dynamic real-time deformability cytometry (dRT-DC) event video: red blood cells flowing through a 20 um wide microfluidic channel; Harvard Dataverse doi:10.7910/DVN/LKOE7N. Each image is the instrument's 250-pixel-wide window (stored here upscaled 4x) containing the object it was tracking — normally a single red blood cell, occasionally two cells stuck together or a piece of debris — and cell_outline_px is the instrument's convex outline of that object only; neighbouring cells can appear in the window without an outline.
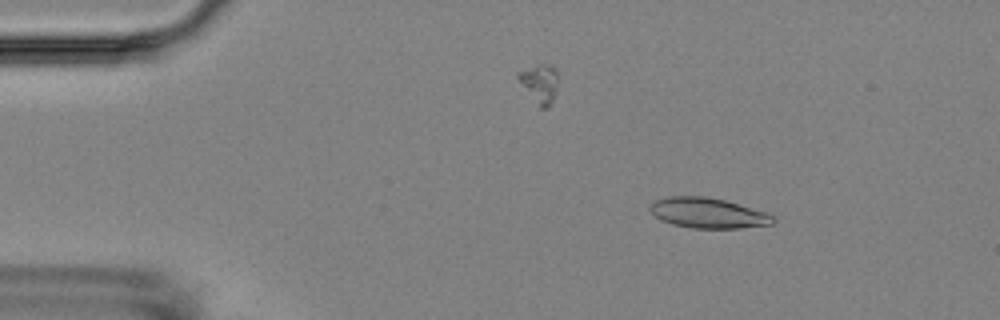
{"species": "Egyptian fruit bat (a non-hibernating species)", "species_latin": "Rousettus aegyptiacus", "temperature_condition": "room temperature", "stored_images_in_passage": 8, "camera_frame_rate_fps": 3000, "um_per_image_px": 0.085, "animal": {"sex": "female"}, "frame": {"image": 1, "passage_image": 2, "time_ms": 1.333, "image_size_px": [1000, 320], "cell_outline_px": [[776, 220], [772, 224], [740, 228], [692, 228], [672, 224], [660, 220], [648, 208], [656, 200], [668, 196], [704, 196], [724, 200], [768, 212], [776, 216]], "centroid_in_image_um": [60.22, 18.11], "position_along_channel_um": 24.8, "area_um2": 21.79}}
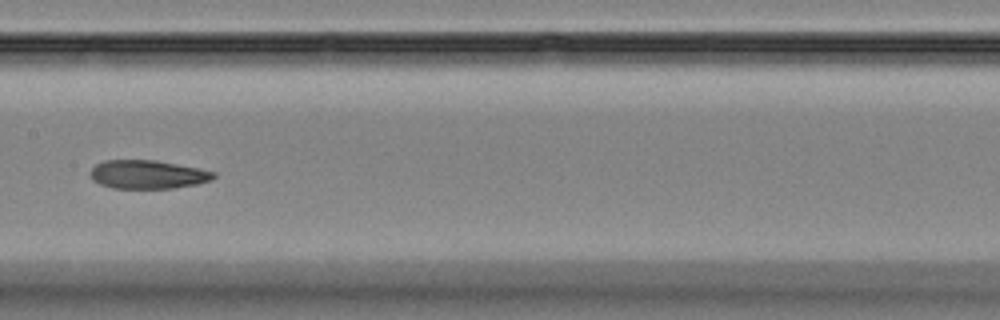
{"frame": {"image": 2, "passage_image": 8, "time_ms": 8.0, "image_size_px": [1000, 320], "cell_outline_px": [[216, 176], [212, 180], [196, 184], [172, 188], [112, 188], [100, 184], [92, 180], [88, 172], [96, 164], [104, 160], [156, 160], [200, 168], [216, 172]], "centroid_in_image_um": [12.55, 14.82], "position_along_channel_um": 194.9, "area_um2": 20.69}}